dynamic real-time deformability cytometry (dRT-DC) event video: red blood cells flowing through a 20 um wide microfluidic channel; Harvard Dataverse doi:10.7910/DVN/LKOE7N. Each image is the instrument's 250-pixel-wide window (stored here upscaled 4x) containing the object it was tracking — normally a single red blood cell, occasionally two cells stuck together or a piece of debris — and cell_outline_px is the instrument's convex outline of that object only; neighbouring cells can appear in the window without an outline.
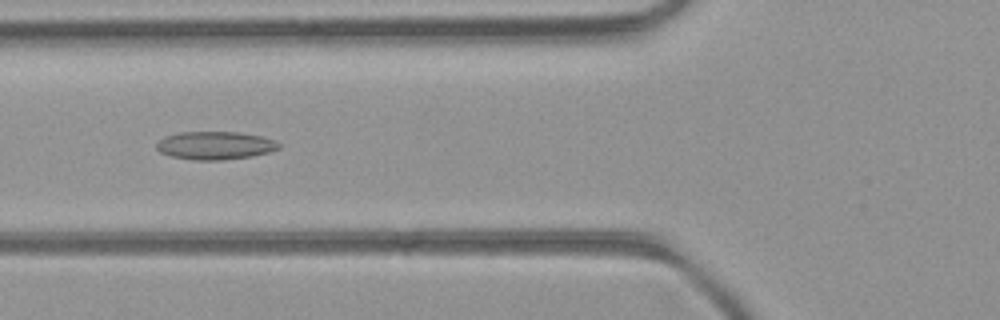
{"species": "common noctule bat (a hibernating species)", "species_latin": "Nyctalus noctula", "temperature_condition": "room temperature", "stored_images_in_passage": 48, "camera_frame_rate_fps": 3000, "um_per_image_px": 0.085, "animal": {"sex": "female", "body_mass_g": 21.9}, "frame": {"image": 1, "passage_image": 18, "time_ms": 5.667, "image_size_px": [1000, 320], "cell_outline_px": [[280, 148], [268, 152], [252, 156], [224, 160], [192, 160], [172, 156], [160, 152], [156, 148], [156, 144], [160, 140], [168, 136], [180, 132], [236, 132], [260, 136], [272, 140], [280, 144]], "centroid_in_image_um": [18.28, 12.37], "position_along_channel_um": 107.5, "area_um2": 19.77}}
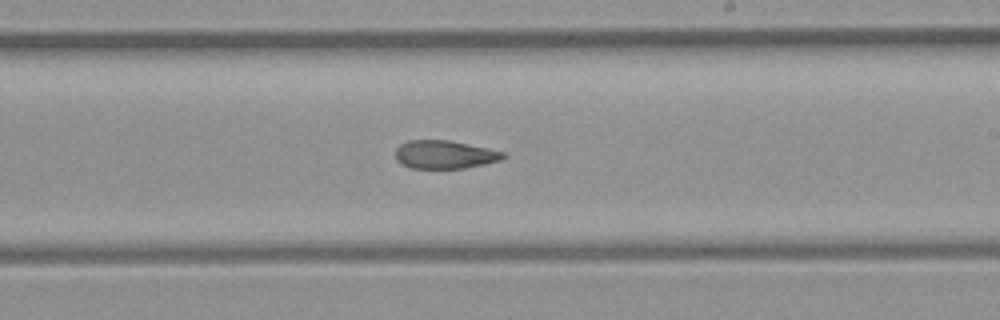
{"frame": {"image": 2, "passage_image": 28, "time_ms": 9.0, "image_size_px": [1000, 320], "cell_outline_px": [[508, 156], [500, 160], [484, 164], [464, 168], [408, 168], [400, 164], [396, 160], [396, 148], [400, 144], [408, 140], [448, 140], [488, 148], [504, 152]], "centroid_in_image_um": [37.77, 13.14], "position_along_channel_um": 251.2, "area_um2": 17.8}}
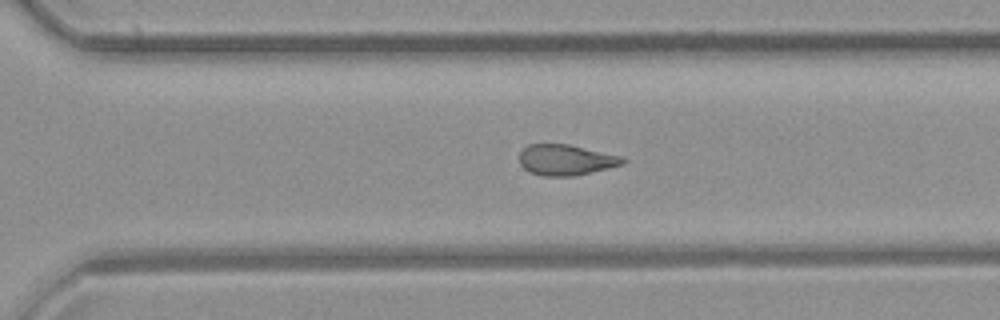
{"frame": {"image": 3, "passage_image": 33, "time_ms": 10.667, "image_size_px": [1000, 320], "cell_outline_px": [[628, 160], [624, 164], [576, 176], [544, 176], [528, 172], [520, 164], [520, 152], [528, 144], [568, 144], [620, 156]], "centroid_in_image_um": [48.09, 13.6], "position_along_channel_um": 322.5, "area_um2": 18.5}, "authors_computed_cell_mechanics": {"area_um2": 19.8254, "velocity_mm_per_s": 4.3045, "shape_relaxation_time_tau1_ms": null, "shape_relaxation_time_tau2_ms": 3.1419, "deformation_change_tau1": null, "deformation_change_tau2": 0.1196}}